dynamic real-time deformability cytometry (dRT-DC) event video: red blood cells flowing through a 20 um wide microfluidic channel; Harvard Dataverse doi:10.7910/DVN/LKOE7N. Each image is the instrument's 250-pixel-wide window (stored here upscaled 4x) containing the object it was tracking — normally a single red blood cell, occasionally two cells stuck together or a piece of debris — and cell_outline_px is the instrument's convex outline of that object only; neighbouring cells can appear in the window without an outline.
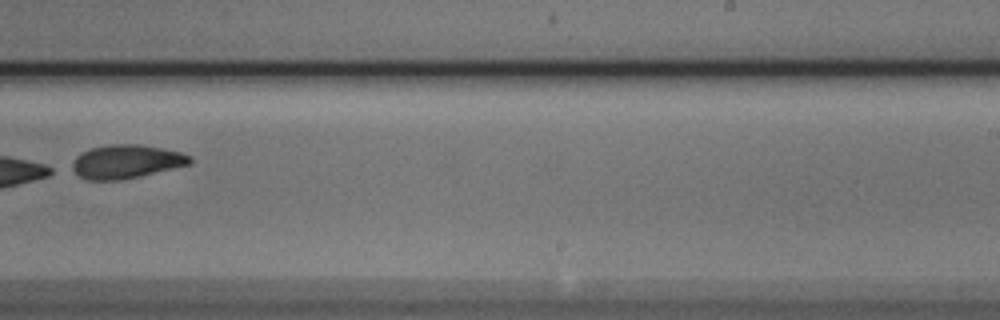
{"species": "Egyptian fruit bat (a non-hibernating species)", "species_latin": "Rousettus aegyptiacus", "temperature_condition": "cold", "stored_images_in_passage": 10, "camera_frame_rate_fps": 3000, "um_per_image_px": 0.085, "animal": {"sex": "male"}, "frame": {"image": 1, "passage_image": 10, "time_ms": 3.0, "image_size_px": [1000, 320], "cell_outline_px": [[192, 164], [140, 176], [120, 180], [88, 180], [80, 176], [68, 168], [76, 156], [92, 148], [112, 144], [136, 144], [160, 148], [180, 152], [192, 156]], "centroid_in_image_um": [10.72, 13.75], "position_along_channel_um": 278.3, "area_um2": 23.06}}